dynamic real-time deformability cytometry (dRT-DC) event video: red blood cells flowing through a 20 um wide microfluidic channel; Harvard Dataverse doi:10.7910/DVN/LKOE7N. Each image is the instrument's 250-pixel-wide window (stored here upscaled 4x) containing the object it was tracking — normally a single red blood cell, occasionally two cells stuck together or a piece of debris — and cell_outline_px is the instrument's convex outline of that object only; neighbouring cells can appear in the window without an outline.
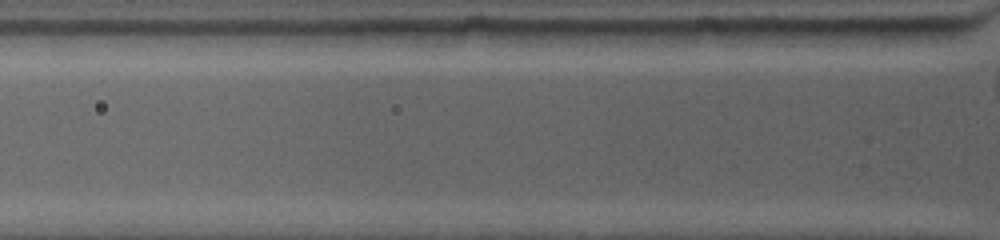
{"species": "common noctule bat (a hibernating species)", "species_latin": "Nyctalus noctula", "temperature_condition": "warm", "stored_images_in_passage": 3, "camera_frame_rate_fps": 4500, "um_per_image_px": 0.085, "animal": {"sex": "female", "body_mass_g": 19.0, "forearm_length_mm": 53.3}, "frame": {"image": 1, "passage_image": 3, "time_ms": 1.111, "image_size_px": [1000, 240], "cell_outline_px": [[956, 36], [936, 44], [908, 48], [848, 44], [832, 28], [952, 28], [956, 32]], "centroid_in_image_um": [76.12, 3.1], "position_along_channel_um": 49.7, "area_um2": 14.05}}